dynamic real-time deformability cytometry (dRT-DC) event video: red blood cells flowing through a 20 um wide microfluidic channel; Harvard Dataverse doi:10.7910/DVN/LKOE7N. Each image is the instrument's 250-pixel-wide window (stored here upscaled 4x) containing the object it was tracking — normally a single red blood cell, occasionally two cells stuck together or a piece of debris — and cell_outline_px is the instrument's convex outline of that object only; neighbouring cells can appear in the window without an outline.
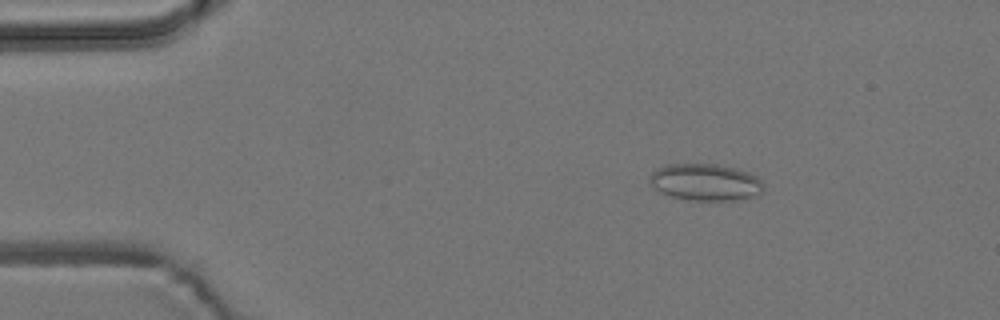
{"species": "common noctule bat (a hibernating species)", "species_latin": "Nyctalus noctula", "temperature_condition": "room temperature", "stored_images_in_passage": 53, "camera_frame_rate_fps": 3000, "um_per_image_px": 0.085, "animal": {"sex": "male", "body_mass_g": 19.2, "forearm_length_mm": 51.8}, "frame": {"image": 1, "passage_image": 8, "time_ms": 2.333, "image_size_px": [1000, 320], "cell_outline_px": [[764, 188], [760, 196], [732, 200], [692, 200], [672, 196], [660, 192], [648, 180], [648, 176], [656, 168], [668, 164], [716, 164], [748, 172], [756, 176], [764, 184]], "centroid_in_image_um": [59.97, 15.49], "position_along_channel_um": 25.0, "area_um2": 24.45}}
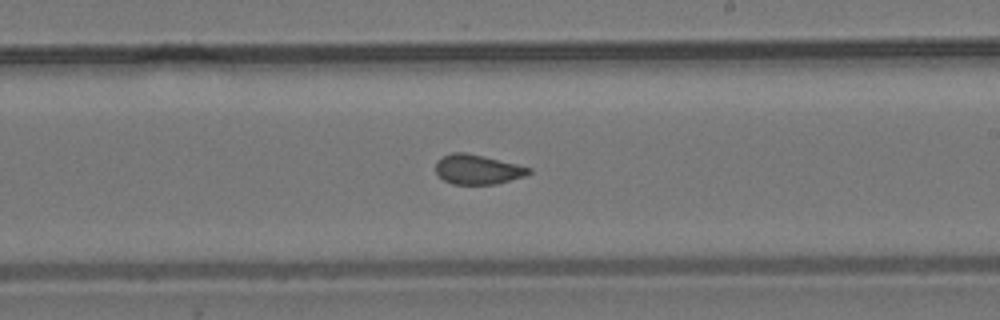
{"frame": {"image": 2, "passage_image": 31, "time_ms": 10.0, "image_size_px": [1000, 320], "cell_outline_px": [[532, 172], [524, 176], [496, 184], [452, 184], [444, 180], [436, 172], [436, 160], [452, 152], [464, 152], [484, 156], [532, 168]], "centroid_in_image_um": [40.59, 14.4], "position_along_channel_um": 248.4, "area_um2": 16.01}}
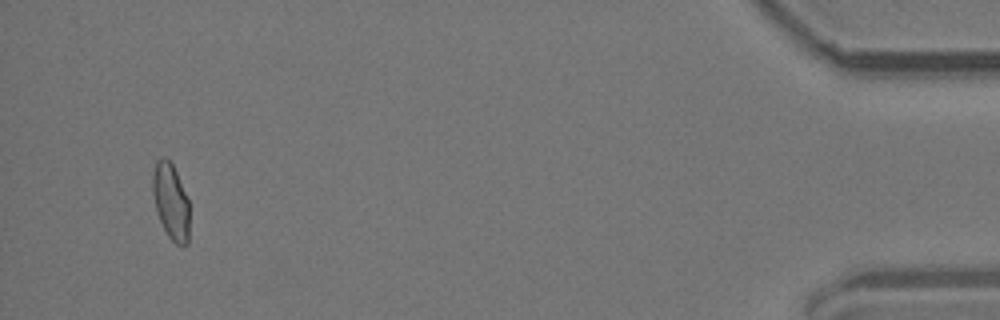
{"frame": {"image": 3, "passage_image": 51, "time_ms": 16.667, "image_size_px": [1000, 320], "cell_outline_px": [[188, 244], [176, 244], [168, 236], [160, 220], [156, 208], [152, 192], [152, 176], [156, 160], [160, 156], [164, 156], [172, 164], [176, 172], [188, 200]], "centroid_in_image_um": [14.5, 17.08], "position_along_channel_um": 420.7, "area_um2": 16.01}, "authors_computed_cell_mechanics": {"area_um2": 16.8776, "velocity_mm_per_s": 3.8097, "shape_relaxation_time_tau1_ms": null, "shape_relaxation_time_tau2_ms": 1.1117, "deformation_change_tau1": null, "deformation_change_tau2": 0.0538}}